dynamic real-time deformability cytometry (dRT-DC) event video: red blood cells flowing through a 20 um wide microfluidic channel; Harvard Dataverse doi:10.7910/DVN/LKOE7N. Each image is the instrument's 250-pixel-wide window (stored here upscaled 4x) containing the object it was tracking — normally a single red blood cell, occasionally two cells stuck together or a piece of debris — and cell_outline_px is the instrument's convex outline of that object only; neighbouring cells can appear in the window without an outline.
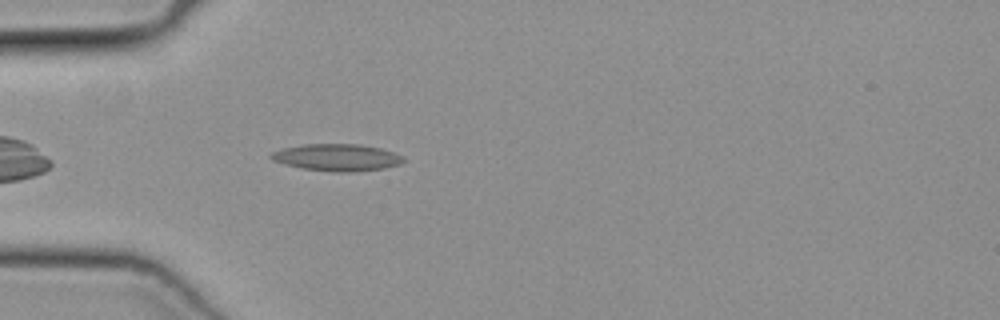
{"species": "common noctule bat (a hibernating species)", "species_latin": "Nyctalus noctula", "temperature_condition": "cold", "stored_images_in_passage": 38, "camera_frame_rate_fps": 3000, "um_per_image_px": 0.085, "animal": {"sex": "female", "body_mass_g": 19.3, "forearm_length_mm": 54.1}, "frame": {"image": 1, "passage_image": 4, "time_ms": 1.0, "image_size_px": [1000, 320], "cell_outline_px": [[404, 160], [400, 164], [384, 168], [352, 172], [332, 172], [300, 168], [284, 164], [272, 160], [268, 156], [272, 152], [284, 148], [304, 144], [360, 144], [380, 148], [404, 156]], "centroid_in_image_um": [28.62, 13.39], "position_along_channel_um": 56.4, "area_um2": 20.87}}
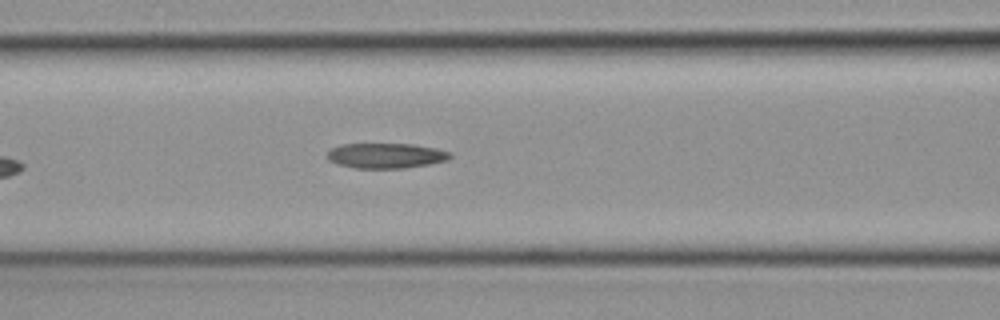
{"frame": {"image": 2, "passage_image": 10, "time_ms": 3.0, "image_size_px": [1000, 320], "cell_outline_px": [[452, 156], [448, 160], [428, 164], [404, 168], [356, 168], [340, 164], [328, 160], [328, 152], [332, 148], [340, 144], [412, 144], [436, 148], [452, 152]], "centroid_in_image_um": [32.84, 13.22], "position_along_channel_um": 133.8, "area_um2": 17.92}}
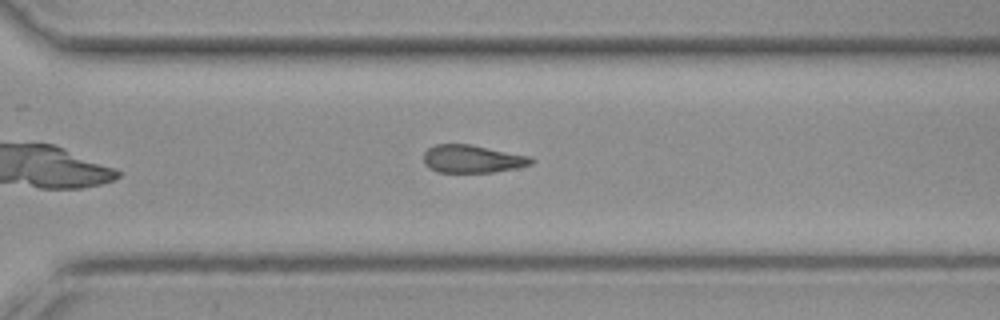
{"frame": {"image": 3, "passage_image": 24, "time_ms": 7.667, "image_size_px": [1000, 320], "cell_outline_px": [[532, 164], [516, 168], [492, 172], [436, 172], [428, 168], [424, 164], [424, 152], [428, 148], [436, 144], [468, 144], [528, 156], [532, 160]], "centroid_in_image_um": [40.07, 13.51], "position_along_channel_um": 330.5, "area_um2": 17.22}}